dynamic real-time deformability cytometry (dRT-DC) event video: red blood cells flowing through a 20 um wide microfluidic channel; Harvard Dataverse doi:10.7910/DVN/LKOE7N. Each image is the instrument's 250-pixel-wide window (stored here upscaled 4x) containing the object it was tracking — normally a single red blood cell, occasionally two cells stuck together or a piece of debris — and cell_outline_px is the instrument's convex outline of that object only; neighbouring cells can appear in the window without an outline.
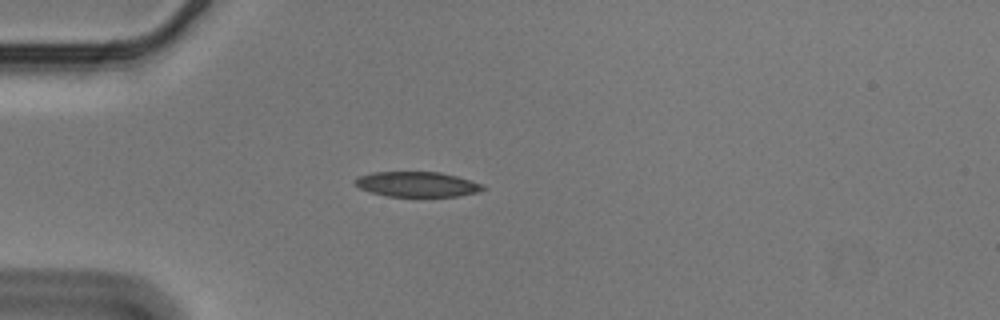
{"species": "Egyptian fruit bat (a non-hibernating species)", "species_latin": "Rousettus aegyptiacus", "temperature_condition": "cold", "stored_images_in_passage": 55, "camera_frame_rate_fps": 3000, "um_per_image_px": 0.085, "animal": {"sex": "male"}, "frame": {"image": 1, "passage_image": 15, "time_ms": 4.667, "image_size_px": [1000, 320], "cell_outline_px": [[488, 188], [476, 192], [460, 196], [388, 196], [372, 192], [360, 188], [356, 184], [356, 176], [372, 172], [440, 172], [456, 176], [484, 184]], "centroid_in_image_um": [35.48, 15.65], "position_along_channel_um": 49.5, "area_um2": 18.61}}
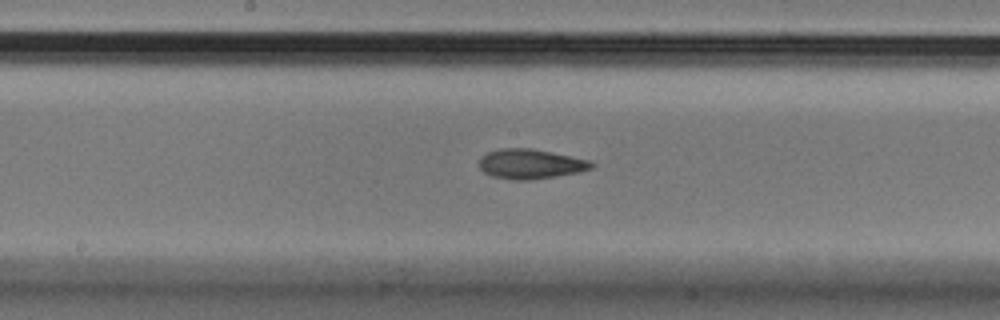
{"frame": {"image": 2, "passage_image": 29, "time_ms": 9.333, "image_size_px": [1000, 320], "cell_outline_px": [[596, 168], [580, 172], [532, 180], [512, 180], [492, 176], [484, 172], [480, 168], [480, 156], [488, 152], [500, 148], [532, 148], [592, 160], [596, 164]], "centroid_in_image_um": [45.16, 13.94], "position_along_channel_um": 203.0, "area_um2": 19.83}}
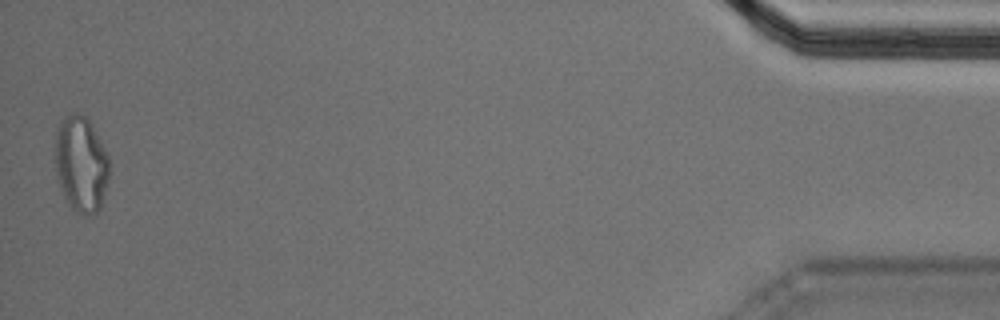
{"frame": {"image": 3, "passage_image": 55, "time_ms": 18.0, "image_size_px": [1000, 320], "cell_outline_px": [[108, 180], [100, 208], [96, 212], [88, 216], [84, 216], [76, 212], [68, 204], [64, 196], [56, 172], [56, 132], [60, 124], [72, 112], [80, 112], [88, 120], [108, 156]], "centroid_in_image_um": [6.89, 13.99], "position_along_channel_um": 428.3, "area_um2": 29.65}, "authors_computed_cell_mechanics": {"area_um2": 19.4208, "velocity_mm_per_s": 3.5794, "shape_relaxation_time_tau1_ms": null, "shape_relaxation_time_tau2_ms": 2.5636, "deformation_change_tau1": null, "deformation_change_tau2": 0.0961}}